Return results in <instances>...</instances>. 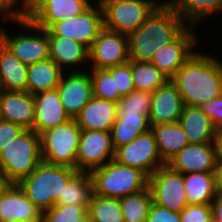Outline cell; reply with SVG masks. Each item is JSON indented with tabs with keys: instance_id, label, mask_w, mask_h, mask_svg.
Instances as JSON below:
<instances>
[{
	"instance_id": "24",
	"label": "cell",
	"mask_w": 222,
	"mask_h": 222,
	"mask_svg": "<svg viewBox=\"0 0 222 222\" xmlns=\"http://www.w3.org/2000/svg\"><path fill=\"white\" fill-rule=\"evenodd\" d=\"M178 123L189 144L215 143L217 128L199 107L184 106Z\"/></svg>"
},
{
	"instance_id": "38",
	"label": "cell",
	"mask_w": 222,
	"mask_h": 222,
	"mask_svg": "<svg viewBox=\"0 0 222 222\" xmlns=\"http://www.w3.org/2000/svg\"><path fill=\"white\" fill-rule=\"evenodd\" d=\"M107 70L112 76H115L116 90L119 91L122 97L135 90L132 80L130 60L125 64L107 68Z\"/></svg>"
},
{
	"instance_id": "49",
	"label": "cell",
	"mask_w": 222,
	"mask_h": 222,
	"mask_svg": "<svg viewBox=\"0 0 222 222\" xmlns=\"http://www.w3.org/2000/svg\"><path fill=\"white\" fill-rule=\"evenodd\" d=\"M17 222H44V218H32V219L20 220Z\"/></svg>"
},
{
	"instance_id": "47",
	"label": "cell",
	"mask_w": 222,
	"mask_h": 222,
	"mask_svg": "<svg viewBox=\"0 0 222 222\" xmlns=\"http://www.w3.org/2000/svg\"><path fill=\"white\" fill-rule=\"evenodd\" d=\"M215 144L217 149V159H222V128L217 129Z\"/></svg>"
},
{
	"instance_id": "40",
	"label": "cell",
	"mask_w": 222,
	"mask_h": 222,
	"mask_svg": "<svg viewBox=\"0 0 222 222\" xmlns=\"http://www.w3.org/2000/svg\"><path fill=\"white\" fill-rule=\"evenodd\" d=\"M198 107L211 119L217 129L222 128V94Z\"/></svg>"
},
{
	"instance_id": "33",
	"label": "cell",
	"mask_w": 222,
	"mask_h": 222,
	"mask_svg": "<svg viewBox=\"0 0 222 222\" xmlns=\"http://www.w3.org/2000/svg\"><path fill=\"white\" fill-rule=\"evenodd\" d=\"M91 222H124L120 199L93 195L87 209Z\"/></svg>"
},
{
	"instance_id": "28",
	"label": "cell",
	"mask_w": 222,
	"mask_h": 222,
	"mask_svg": "<svg viewBox=\"0 0 222 222\" xmlns=\"http://www.w3.org/2000/svg\"><path fill=\"white\" fill-rule=\"evenodd\" d=\"M162 160L167 163L189 144L187 136L178 122L150 125Z\"/></svg>"
},
{
	"instance_id": "9",
	"label": "cell",
	"mask_w": 222,
	"mask_h": 222,
	"mask_svg": "<svg viewBox=\"0 0 222 222\" xmlns=\"http://www.w3.org/2000/svg\"><path fill=\"white\" fill-rule=\"evenodd\" d=\"M82 14L60 20L53 23L47 31V36H60L77 41L88 49L97 38L103 28V13L100 3L97 0Z\"/></svg>"
},
{
	"instance_id": "45",
	"label": "cell",
	"mask_w": 222,
	"mask_h": 222,
	"mask_svg": "<svg viewBox=\"0 0 222 222\" xmlns=\"http://www.w3.org/2000/svg\"><path fill=\"white\" fill-rule=\"evenodd\" d=\"M211 209L213 222H222V190H217Z\"/></svg>"
},
{
	"instance_id": "30",
	"label": "cell",
	"mask_w": 222,
	"mask_h": 222,
	"mask_svg": "<svg viewBox=\"0 0 222 222\" xmlns=\"http://www.w3.org/2000/svg\"><path fill=\"white\" fill-rule=\"evenodd\" d=\"M189 24L196 26L207 18L222 13V0H167Z\"/></svg>"
},
{
	"instance_id": "16",
	"label": "cell",
	"mask_w": 222,
	"mask_h": 222,
	"mask_svg": "<svg viewBox=\"0 0 222 222\" xmlns=\"http://www.w3.org/2000/svg\"><path fill=\"white\" fill-rule=\"evenodd\" d=\"M217 161L215 143L187 144L166 164L182 174L193 172H214Z\"/></svg>"
},
{
	"instance_id": "2",
	"label": "cell",
	"mask_w": 222,
	"mask_h": 222,
	"mask_svg": "<svg viewBox=\"0 0 222 222\" xmlns=\"http://www.w3.org/2000/svg\"><path fill=\"white\" fill-rule=\"evenodd\" d=\"M188 26L168 1L160 2L144 23L128 36L130 60L150 62L158 49L175 40Z\"/></svg>"
},
{
	"instance_id": "19",
	"label": "cell",
	"mask_w": 222,
	"mask_h": 222,
	"mask_svg": "<svg viewBox=\"0 0 222 222\" xmlns=\"http://www.w3.org/2000/svg\"><path fill=\"white\" fill-rule=\"evenodd\" d=\"M34 103L35 119L33 130L38 135L71 119L64 110L57 89L47 90L34 95Z\"/></svg>"
},
{
	"instance_id": "23",
	"label": "cell",
	"mask_w": 222,
	"mask_h": 222,
	"mask_svg": "<svg viewBox=\"0 0 222 222\" xmlns=\"http://www.w3.org/2000/svg\"><path fill=\"white\" fill-rule=\"evenodd\" d=\"M92 4L93 0H49L29 20L48 29L55 22L82 14Z\"/></svg>"
},
{
	"instance_id": "15",
	"label": "cell",
	"mask_w": 222,
	"mask_h": 222,
	"mask_svg": "<svg viewBox=\"0 0 222 222\" xmlns=\"http://www.w3.org/2000/svg\"><path fill=\"white\" fill-rule=\"evenodd\" d=\"M86 71H64L56 88L64 110L71 119H75L93 97L90 73L88 69Z\"/></svg>"
},
{
	"instance_id": "21",
	"label": "cell",
	"mask_w": 222,
	"mask_h": 222,
	"mask_svg": "<svg viewBox=\"0 0 222 222\" xmlns=\"http://www.w3.org/2000/svg\"><path fill=\"white\" fill-rule=\"evenodd\" d=\"M32 218H43V213L17 184H9L0 194V222H17Z\"/></svg>"
},
{
	"instance_id": "34",
	"label": "cell",
	"mask_w": 222,
	"mask_h": 222,
	"mask_svg": "<svg viewBox=\"0 0 222 222\" xmlns=\"http://www.w3.org/2000/svg\"><path fill=\"white\" fill-rule=\"evenodd\" d=\"M124 222H146L153 203L149 186L140 192L120 199Z\"/></svg>"
},
{
	"instance_id": "5",
	"label": "cell",
	"mask_w": 222,
	"mask_h": 222,
	"mask_svg": "<svg viewBox=\"0 0 222 222\" xmlns=\"http://www.w3.org/2000/svg\"><path fill=\"white\" fill-rule=\"evenodd\" d=\"M94 194L121 199L147 188L149 176L140 169L117 163L114 159L90 172Z\"/></svg>"
},
{
	"instance_id": "12",
	"label": "cell",
	"mask_w": 222,
	"mask_h": 222,
	"mask_svg": "<svg viewBox=\"0 0 222 222\" xmlns=\"http://www.w3.org/2000/svg\"><path fill=\"white\" fill-rule=\"evenodd\" d=\"M115 149L111 132L82 130L76 154L75 169L78 172H91L104 166L114 158Z\"/></svg>"
},
{
	"instance_id": "17",
	"label": "cell",
	"mask_w": 222,
	"mask_h": 222,
	"mask_svg": "<svg viewBox=\"0 0 222 222\" xmlns=\"http://www.w3.org/2000/svg\"><path fill=\"white\" fill-rule=\"evenodd\" d=\"M0 119L33 130L35 119L34 95L27 91L0 90Z\"/></svg>"
},
{
	"instance_id": "29",
	"label": "cell",
	"mask_w": 222,
	"mask_h": 222,
	"mask_svg": "<svg viewBox=\"0 0 222 222\" xmlns=\"http://www.w3.org/2000/svg\"><path fill=\"white\" fill-rule=\"evenodd\" d=\"M188 204H211L217 192L214 172L183 174Z\"/></svg>"
},
{
	"instance_id": "1",
	"label": "cell",
	"mask_w": 222,
	"mask_h": 222,
	"mask_svg": "<svg viewBox=\"0 0 222 222\" xmlns=\"http://www.w3.org/2000/svg\"><path fill=\"white\" fill-rule=\"evenodd\" d=\"M214 55L196 51L170 79L184 106L198 107L222 94V61Z\"/></svg>"
},
{
	"instance_id": "42",
	"label": "cell",
	"mask_w": 222,
	"mask_h": 222,
	"mask_svg": "<svg viewBox=\"0 0 222 222\" xmlns=\"http://www.w3.org/2000/svg\"><path fill=\"white\" fill-rule=\"evenodd\" d=\"M25 129L15 123L0 119V151L18 138Z\"/></svg>"
},
{
	"instance_id": "7",
	"label": "cell",
	"mask_w": 222,
	"mask_h": 222,
	"mask_svg": "<svg viewBox=\"0 0 222 222\" xmlns=\"http://www.w3.org/2000/svg\"><path fill=\"white\" fill-rule=\"evenodd\" d=\"M81 128L75 119L40 134L42 161L75 168Z\"/></svg>"
},
{
	"instance_id": "48",
	"label": "cell",
	"mask_w": 222,
	"mask_h": 222,
	"mask_svg": "<svg viewBox=\"0 0 222 222\" xmlns=\"http://www.w3.org/2000/svg\"><path fill=\"white\" fill-rule=\"evenodd\" d=\"M9 185L5 177L0 172V194L5 190V188Z\"/></svg>"
},
{
	"instance_id": "37",
	"label": "cell",
	"mask_w": 222,
	"mask_h": 222,
	"mask_svg": "<svg viewBox=\"0 0 222 222\" xmlns=\"http://www.w3.org/2000/svg\"><path fill=\"white\" fill-rule=\"evenodd\" d=\"M152 104V93L134 90L123 96L117 103V112H132L149 116Z\"/></svg>"
},
{
	"instance_id": "35",
	"label": "cell",
	"mask_w": 222,
	"mask_h": 222,
	"mask_svg": "<svg viewBox=\"0 0 222 222\" xmlns=\"http://www.w3.org/2000/svg\"><path fill=\"white\" fill-rule=\"evenodd\" d=\"M89 71L93 96L118 103L122 96L116 90L115 76H112L107 69H89Z\"/></svg>"
},
{
	"instance_id": "3",
	"label": "cell",
	"mask_w": 222,
	"mask_h": 222,
	"mask_svg": "<svg viewBox=\"0 0 222 222\" xmlns=\"http://www.w3.org/2000/svg\"><path fill=\"white\" fill-rule=\"evenodd\" d=\"M75 168L41 161L36 169L17 185L26 197L44 213L55 205L67 182L77 173Z\"/></svg>"
},
{
	"instance_id": "14",
	"label": "cell",
	"mask_w": 222,
	"mask_h": 222,
	"mask_svg": "<svg viewBox=\"0 0 222 222\" xmlns=\"http://www.w3.org/2000/svg\"><path fill=\"white\" fill-rule=\"evenodd\" d=\"M192 28L194 26L189 25L175 40L158 49L150 61L168 79L197 51L194 49L198 47V36Z\"/></svg>"
},
{
	"instance_id": "22",
	"label": "cell",
	"mask_w": 222,
	"mask_h": 222,
	"mask_svg": "<svg viewBox=\"0 0 222 222\" xmlns=\"http://www.w3.org/2000/svg\"><path fill=\"white\" fill-rule=\"evenodd\" d=\"M117 118V103L92 97L75 118L81 130L110 132Z\"/></svg>"
},
{
	"instance_id": "39",
	"label": "cell",
	"mask_w": 222,
	"mask_h": 222,
	"mask_svg": "<svg viewBox=\"0 0 222 222\" xmlns=\"http://www.w3.org/2000/svg\"><path fill=\"white\" fill-rule=\"evenodd\" d=\"M181 222H213L211 204H188L180 212Z\"/></svg>"
},
{
	"instance_id": "4",
	"label": "cell",
	"mask_w": 222,
	"mask_h": 222,
	"mask_svg": "<svg viewBox=\"0 0 222 222\" xmlns=\"http://www.w3.org/2000/svg\"><path fill=\"white\" fill-rule=\"evenodd\" d=\"M42 161L40 135L25 130L0 151V172L9 184H18Z\"/></svg>"
},
{
	"instance_id": "31",
	"label": "cell",
	"mask_w": 222,
	"mask_h": 222,
	"mask_svg": "<svg viewBox=\"0 0 222 222\" xmlns=\"http://www.w3.org/2000/svg\"><path fill=\"white\" fill-rule=\"evenodd\" d=\"M94 195L93 182L89 172H77L59 194L55 205L84 206L88 209Z\"/></svg>"
},
{
	"instance_id": "10",
	"label": "cell",
	"mask_w": 222,
	"mask_h": 222,
	"mask_svg": "<svg viewBox=\"0 0 222 222\" xmlns=\"http://www.w3.org/2000/svg\"><path fill=\"white\" fill-rule=\"evenodd\" d=\"M113 159L121 165L140 169L149 177L159 167L166 164L158 152L155 136L151 129L127 145L117 148Z\"/></svg>"
},
{
	"instance_id": "44",
	"label": "cell",
	"mask_w": 222,
	"mask_h": 222,
	"mask_svg": "<svg viewBox=\"0 0 222 222\" xmlns=\"http://www.w3.org/2000/svg\"><path fill=\"white\" fill-rule=\"evenodd\" d=\"M24 2L25 0H0V15H14Z\"/></svg>"
},
{
	"instance_id": "36",
	"label": "cell",
	"mask_w": 222,
	"mask_h": 222,
	"mask_svg": "<svg viewBox=\"0 0 222 222\" xmlns=\"http://www.w3.org/2000/svg\"><path fill=\"white\" fill-rule=\"evenodd\" d=\"M44 222H85L87 209L84 206L54 205L43 213Z\"/></svg>"
},
{
	"instance_id": "8",
	"label": "cell",
	"mask_w": 222,
	"mask_h": 222,
	"mask_svg": "<svg viewBox=\"0 0 222 222\" xmlns=\"http://www.w3.org/2000/svg\"><path fill=\"white\" fill-rule=\"evenodd\" d=\"M102 8L103 27L129 36L160 4L155 0H97Z\"/></svg>"
},
{
	"instance_id": "20",
	"label": "cell",
	"mask_w": 222,
	"mask_h": 222,
	"mask_svg": "<svg viewBox=\"0 0 222 222\" xmlns=\"http://www.w3.org/2000/svg\"><path fill=\"white\" fill-rule=\"evenodd\" d=\"M48 39L49 58L63 71H82V68L83 70L88 69L89 49L86 46L77 41L60 36H48ZM84 65L85 68L83 67Z\"/></svg>"
},
{
	"instance_id": "6",
	"label": "cell",
	"mask_w": 222,
	"mask_h": 222,
	"mask_svg": "<svg viewBox=\"0 0 222 222\" xmlns=\"http://www.w3.org/2000/svg\"><path fill=\"white\" fill-rule=\"evenodd\" d=\"M3 22L19 24L26 31L9 35L6 27L0 28V40L12 51V53L24 64L30 65L49 58V39L46 29L37 27L30 20H23L14 15H0ZM30 30V31H28ZM26 32V33H24Z\"/></svg>"
},
{
	"instance_id": "27",
	"label": "cell",
	"mask_w": 222,
	"mask_h": 222,
	"mask_svg": "<svg viewBox=\"0 0 222 222\" xmlns=\"http://www.w3.org/2000/svg\"><path fill=\"white\" fill-rule=\"evenodd\" d=\"M64 71L51 59L28 65L26 91L32 95L56 89Z\"/></svg>"
},
{
	"instance_id": "46",
	"label": "cell",
	"mask_w": 222,
	"mask_h": 222,
	"mask_svg": "<svg viewBox=\"0 0 222 222\" xmlns=\"http://www.w3.org/2000/svg\"><path fill=\"white\" fill-rule=\"evenodd\" d=\"M215 186L217 190H222V159H217L214 168Z\"/></svg>"
},
{
	"instance_id": "43",
	"label": "cell",
	"mask_w": 222,
	"mask_h": 222,
	"mask_svg": "<svg viewBox=\"0 0 222 222\" xmlns=\"http://www.w3.org/2000/svg\"><path fill=\"white\" fill-rule=\"evenodd\" d=\"M47 1L49 0H25L14 16L23 20H29Z\"/></svg>"
},
{
	"instance_id": "26",
	"label": "cell",
	"mask_w": 222,
	"mask_h": 222,
	"mask_svg": "<svg viewBox=\"0 0 222 222\" xmlns=\"http://www.w3.org/2000/svg\"><path fill=\"white\" fill-rule=\"evenodd\" d=\"M150 128L149 119L144 114L117 112L116 121L110 131L114 149L127 145Z\"/></svg>"
},
{
	"instance_id": "11",
	"label": "cell",
	"mask_w": 222,
	"mask_h": 222,
	"mask_svg": "<svg viewBox=\"0 0 222 222\" xmlns=\"http://www.w3.org/2000/svg\"><path fill=\"white\" fill-rule=\"evenodd\" d=\"M149 188L153 203L175 212H181L187 205L183 174L172 170L167 164L159 167L149 177Z\"/></svg>"
},
{
	"instance_id": "32",
	"label": "cell",
	"mask_w": 222,
	"mask_h": 222,
	"mask_svg": "<svg viewBox=\"0 0 222 222\" xmlns=\"http://www.w3.org/2000/svg\"><path fill=\"white\" fill-rule=\"evenodd\" d=\"M132 80L137 91L153 93L162 86L168 78L151 62L130 60Z\"/></svg>"
},
{
	"instance_id": "41",
	"label": "cell",
	"mask_w": 222,
	"mask_h": 222,
	"mask_svg": "<svg viewBox=\"0 0 222 222\" xmlns=\"http://www.w3.org/2000/svg\"><path fill=\"white\" fill-rule=\"evenodd\" d=\"M146 222H181L180 213L152 203Z\"/></svg>"
},
{
	"instance_id": "25",
	"label": "cell",
	"mask_w": 222,
	"mask_h": 222,
	"mask_svg": "<svg viewBox=\"0 0 222 222\" xmlns=\"http://www.w3.org/2000/svg\"><path fill=\"white\" fill-rule=\"evenodd\" d=\"M28 65L0 40V90L26 91Z\"/></svg>"
},
{
	"instance_id": "13",
	"label": "cell",
	"mask_w": 222,
	"mask_h": 222,
	"mask_svg": "<svg viewBox=\"0 0 222 222\" xmlns=\"http://www.w3.org/2000/svg\"><path fill=\"white\" fill-rule=\"evenodd\" d=\"M129 60L128 36L103 27L89 49L91 69H107Z\"/></svg>"
},
{
	"instance_id": "18",
	"label": "cell",
	"mask_w": 222,
	"mask_h": 222,
	"mask_svg": "<svg viewBox=\"0 0 222 222\" xmlns=\"http://www.w3.org/2000/svg\"><path fill=\"white\" fill-rule=\"evenodd\" d=\"M184 103L176 85L168 79L152 93L150 125L178 122Z\"/></svg>"
}]
</instances>
